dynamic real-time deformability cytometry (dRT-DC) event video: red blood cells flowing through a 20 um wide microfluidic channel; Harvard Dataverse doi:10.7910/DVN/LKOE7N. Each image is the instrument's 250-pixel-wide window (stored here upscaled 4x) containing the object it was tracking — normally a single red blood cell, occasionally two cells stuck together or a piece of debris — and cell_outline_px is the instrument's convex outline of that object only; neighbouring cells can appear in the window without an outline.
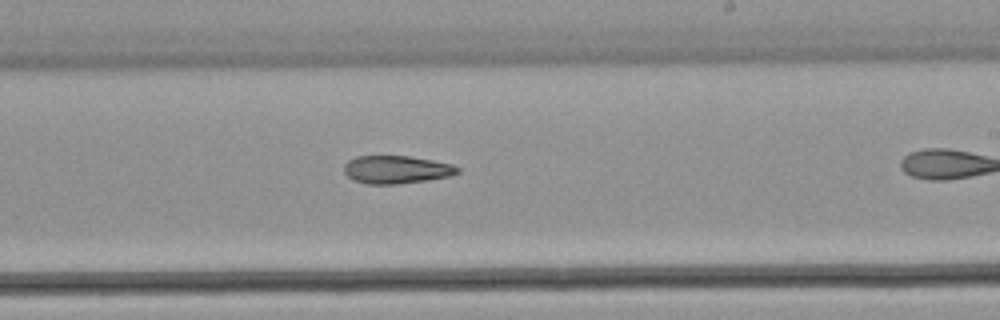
{"species": "common noctule bat (a hibernating species)", "species_latin": "Nyctalus noctula", "temperature_condition": "warm", "stored_images_in_passage": 35, "camera_frame_rate_fps": 3000, "um_per_image_px": 0.085, "animal": {"sex": "male", "body_mass_g": 21.5, "forearm_length_mm": 52.0}, "frame": {"image": 1, "passage_image": 25, "time_ms": 8.0, "image_size_px": [1000, 320], "cell_outline_px": [[460, 172], [452, 176], [428, 180], [396, 184], [368, 184], [352, 180], [344, 172], [344, 164], [348, 160], [356, 156], [412, 156], [452, 164], [460, 168]], "centroid_in_image_um": [33.71, 14.41], "position_along_channel_um": 255.3, "area_um2": 18.67}}
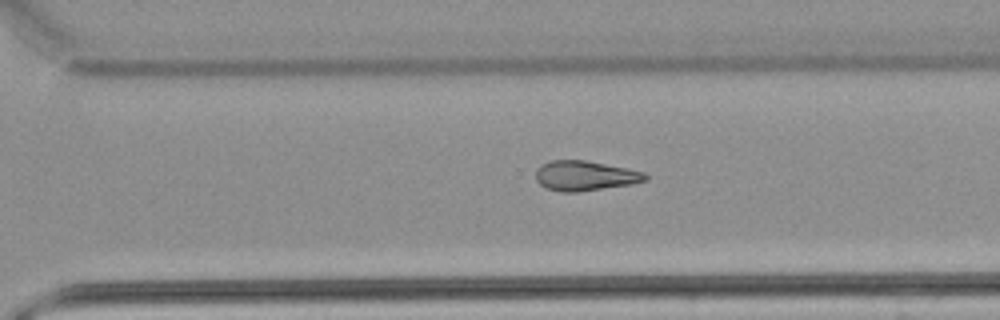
{"frame": {"image": 2, "passage_image": 30, "time_ms": 9.667, "image_size_px": [1000, 320], "cell_outline_px": [[648, 180], [632, 184], [580, 192], [560, 192], [544, 188], [536, 180], [536, 168], [540, 164], [548, 160], [584, 160], [644, 172], [648, 176]], "centroid_in_image_um": [49.68, 14.95], "position_along_channel_um": 320.9, "area_um2": 19.25}}